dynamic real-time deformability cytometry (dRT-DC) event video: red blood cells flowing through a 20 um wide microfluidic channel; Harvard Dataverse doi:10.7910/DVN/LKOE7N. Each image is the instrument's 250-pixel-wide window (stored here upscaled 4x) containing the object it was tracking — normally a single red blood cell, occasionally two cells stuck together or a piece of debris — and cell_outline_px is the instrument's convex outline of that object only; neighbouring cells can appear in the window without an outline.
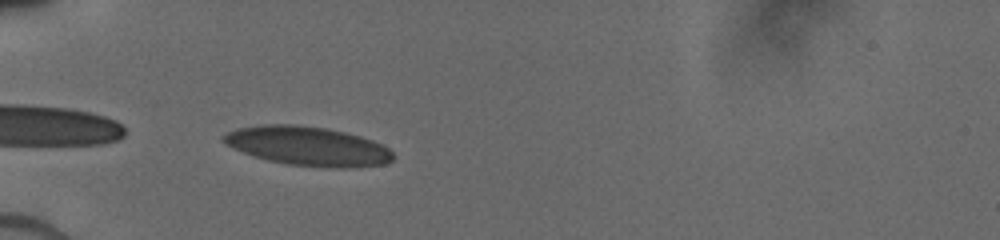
{"species": "human", "species_latin": "Homo sapiens", "temperature_condition": "cold", "stored_images_in_passage": 5, "camera_frame_rate_fps": 3000, "um_per_image_px": 0.085, "donor": {"sex": "male"}, "frame": {"image": 1, "passage_image": 4, "time_ms": 1.333, "image_size_px": [1000, 240], "cell_outline_px": [[392, 160], [384, 164], [348, 168], [328, 168], [288, 164], [268, 160], [252, 156], [232, 148], [220, 140], [220, 136], [236, 128], [264, 124], [296, 124], [324, 128], [344, 132], [360, 136], [372, 140], [388, 148], [392, 152]], "centroid_in_image_um": [26.1, 12.42], "position_along_channel_um": 58.9, "area_um2": 38.78}}